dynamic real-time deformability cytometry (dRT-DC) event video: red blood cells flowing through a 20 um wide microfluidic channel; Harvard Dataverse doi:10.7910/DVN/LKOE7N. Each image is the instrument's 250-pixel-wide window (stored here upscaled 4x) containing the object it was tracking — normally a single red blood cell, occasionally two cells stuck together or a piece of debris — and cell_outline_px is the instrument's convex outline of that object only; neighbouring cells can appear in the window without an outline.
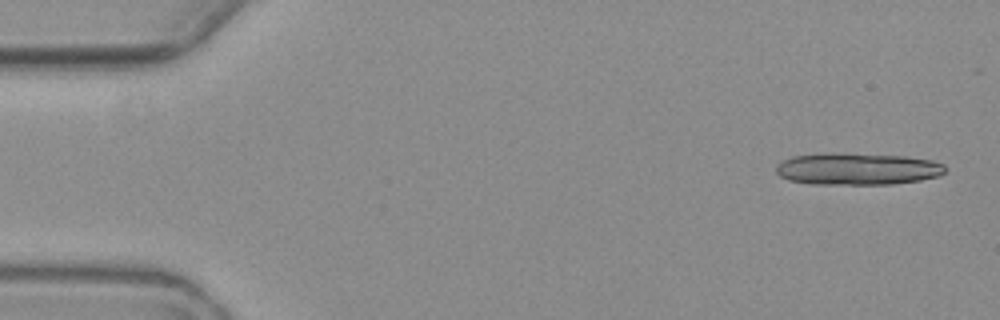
{"species": "common noctule bat (a hibernating species)", "species_latin": "Nyctalus noctula", "temperature_condition": "warm", "stored_images_in_passage": 6, "camera_frame_rate_fps": 3000, "um_per_image_px": 0.085, "animal": {"sex": "female", "body_mass_g": 19.3, "forearm_length_mm": 54.1}, "frame": {"image": 1, "passage_image": 1, "time_ms": 0.0, "image_size_px": [1000, 320], "cell_outline_px": [[948, 168], [940, 176], [920, 180], [892, 184], [812, 184], [788, 180], [780, 176], [776, 172], [776, 168], [784, 160], [792, 156], [828, 152], [844, 152], [908, 156], [932, 160], [944, 164]], "centroid_in_image_um": [72.91, 14.34], "position_along_channel_um": 12.1, "area_um2": 32.02}}